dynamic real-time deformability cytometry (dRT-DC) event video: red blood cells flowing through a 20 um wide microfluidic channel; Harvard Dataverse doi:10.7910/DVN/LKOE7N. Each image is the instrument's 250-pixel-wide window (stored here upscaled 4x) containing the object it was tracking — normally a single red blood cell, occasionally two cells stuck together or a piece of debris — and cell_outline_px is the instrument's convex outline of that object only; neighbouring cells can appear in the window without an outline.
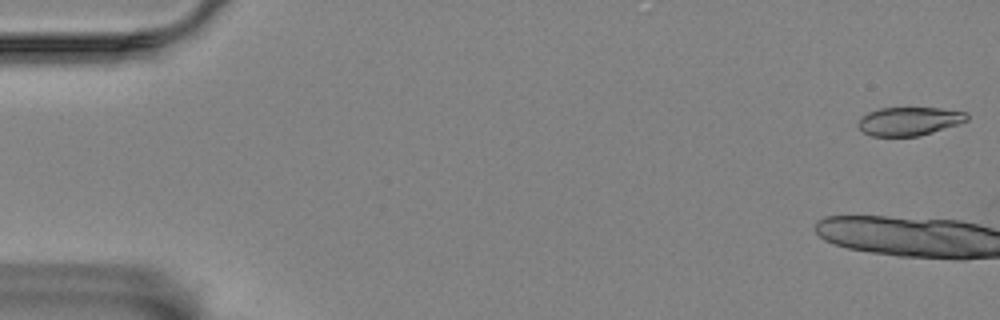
{"species": "Egyptian fruit bat (a non-hibernating species)", "species_latin": "Rousettus aegyptiacus", "temperature_condition": "room temperature", "stored_images_in_passage": 9, "camera_frame_rate_fps": 3000, "um_per_image_px": 0.085, "animal": {"sex": "female"}, "frame": {"image": 1, "passage_image": 1, "time_ms": 0.0, "image_size_px": [1000, 320], "cell_outline_px": [[968, 120], [960, 124], [920, 136], [872, 136], [864, 132], [856, 124], [860, 116], [868, 112], [880, 108], [940, 108], [968, 112]], "centroid_in_image_um": [77.29, 10.3], "position_along_channel_um": 7.7, "area_um2": 18.26}}